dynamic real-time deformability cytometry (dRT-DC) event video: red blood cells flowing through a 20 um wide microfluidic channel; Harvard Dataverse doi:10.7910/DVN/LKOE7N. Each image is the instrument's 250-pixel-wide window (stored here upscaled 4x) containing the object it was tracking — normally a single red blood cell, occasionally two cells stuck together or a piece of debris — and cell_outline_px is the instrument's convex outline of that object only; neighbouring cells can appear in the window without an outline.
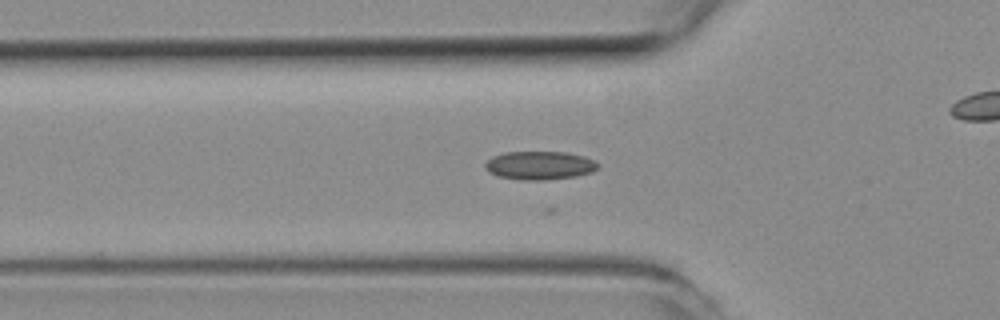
{"species": "common noctule bat (a hibernating species)", "species_latin": "Nyctalus noctula", "temperature_condition": "room temperature", "stored_images_in_passage": 23, "camera_frame_rate_fps": 3000, "um_per_image_px": 0.085, "animal": {"sex": "female", "body_mass_g": 19.3, "forearm_length_mm": 54.1}, "frame": {"image": 1, "passage_image": 6, "time_ms": 1.667, "image_size_px": [1000, 320], "cell_outline_px": [[600, 164], [592, 172], [576, 176], [544, 180], [520, 180], [496, 176], [488, 172], [484, 168], [484, 164], [492, 156], [504, 152], [568, 152], [584, 156], [596, 160]], "centroid_in_image_um": [45.85, 14.06], "position_along_channel_um": 79.9, "area_um2": 18.96}}
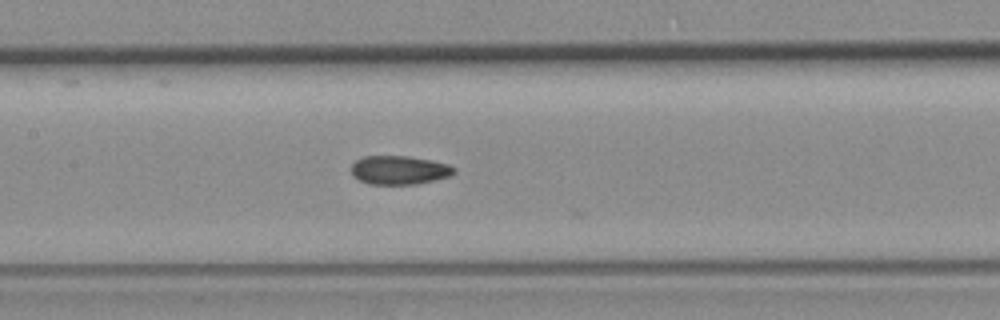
{"frame": {"image": 2, "passage_image": 13, "time_ms": 4.0, "image_size_px": [1000, 320], "cell_outline_px": [[456, 172], [452, 176], [416, 184], [368, 184], [352, 176], [352, 164], [356, 160], [364, 156], [408, 156], [432, 160], [448, 164], [456, 168]], "centroid_in_image_um": [33.96, 14.45], "position_along_channel_um": 173.4, "area_um2": 17.34}}
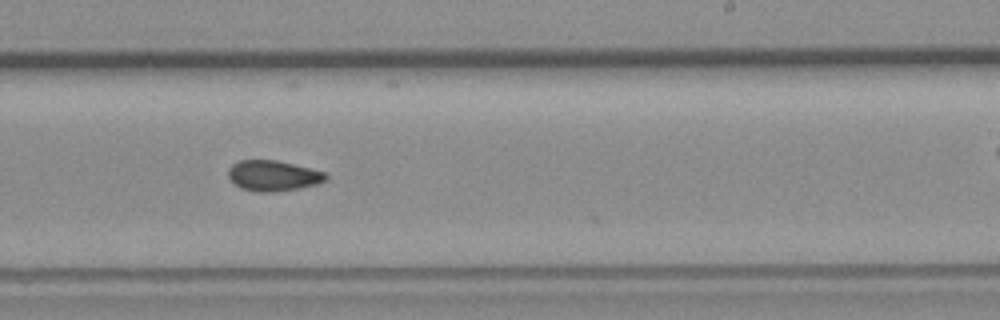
{"frame": {"image": 3, "passage_image": 20, "time_ms": 6.333, "image_size_px": [1000, 320], "cell_outline_px": [[328, 176], [324, 180], [316, 184], [300, 188], [272, 192], [256, 192], [240, 188], [228, 176], [228, 168], [232, 164], [240, 160], [276, 160], [324, 172]], "centroid_in_image_um": [23.17, 14.94], "position_along_channel_um": 265.8, "area_um2": 17.17}}